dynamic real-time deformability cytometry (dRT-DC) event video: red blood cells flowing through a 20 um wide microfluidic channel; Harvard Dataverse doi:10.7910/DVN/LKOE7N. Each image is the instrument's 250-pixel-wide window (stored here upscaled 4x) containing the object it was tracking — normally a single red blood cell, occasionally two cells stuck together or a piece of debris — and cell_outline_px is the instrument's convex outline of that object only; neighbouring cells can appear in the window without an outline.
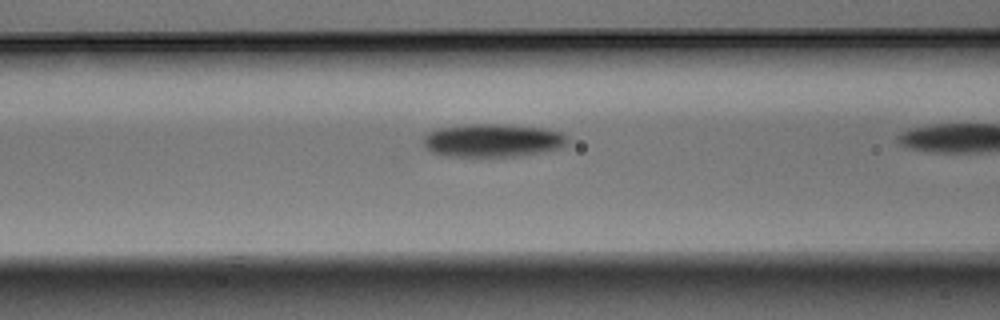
{"species": "Egyptian fruit bat (a non-hibernating species)", "species_latin": "Rousettus aegyptiacus", "temperature_condition": "warm", "stored_images_in_passage": 16, "camera_frame_rate_fps": 3000, "um_per_image_px": 0.085, "animal": {"sex": "male"}, "frame": {"image": 1, "passage_image": 15, "time_ms": 4.667, "image_size_px": [1000, 320], "cell_outline_px": [[568, 144], [560, 148], [540, 152], [516, 156], [444, 156], [432, 152], [424, 148], [420, 140], [428, 132], [436, 128], [464, 124], [504, 124], [548, 128], [560, 132], [568, 136]], "centroid_in_image_um": [41.83, 11.92], "position_along_channel_um": 124.8, "area_um2": 28.38}}